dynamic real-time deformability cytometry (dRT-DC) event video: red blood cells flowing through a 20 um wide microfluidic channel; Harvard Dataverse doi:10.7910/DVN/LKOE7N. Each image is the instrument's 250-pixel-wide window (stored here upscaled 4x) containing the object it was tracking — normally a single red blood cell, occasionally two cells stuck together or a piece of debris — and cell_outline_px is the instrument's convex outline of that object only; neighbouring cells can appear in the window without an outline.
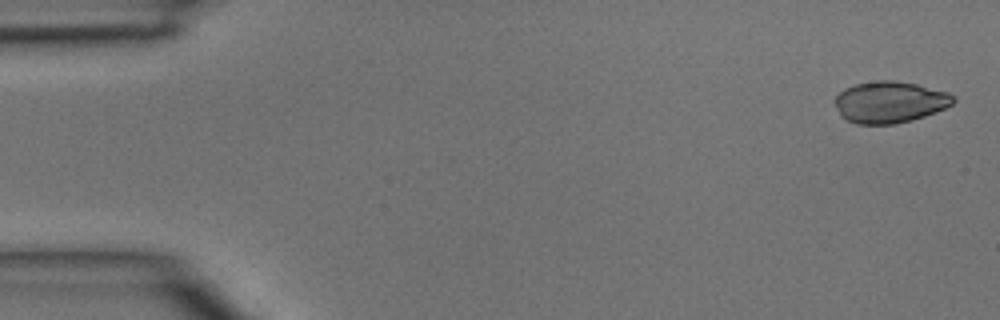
{"species": "common noctule bat (a hibernating species)", "species_latin": "Nyctalus noctula", "temperature_condition": "room temperature", "stored_images_in_passage": 4, "camera_frame_rate_fps": 3000, "um_per_image_px": 0.085, "animal": {"sex": "male", "body_mass_g": 15.6}, "frame": {"image": 1, "passage_image": 1, "time_ms": 0.0, "image_size_px": [1000, 320], "cell_outline_px": [[956, 100], [952, 104], [944, 108], [924, 116], [912, 120], [896, 124], [856, 124], [840, 116], [836, 104], [836, 96], [844, 88], [856, 84], [876, 80], [896, 80], [916, 84], [948, 92]], "centroid_in_image_um": [75.62, 8.67], "position_along_channel_um": 9.4, "area_um2": 28.55}}
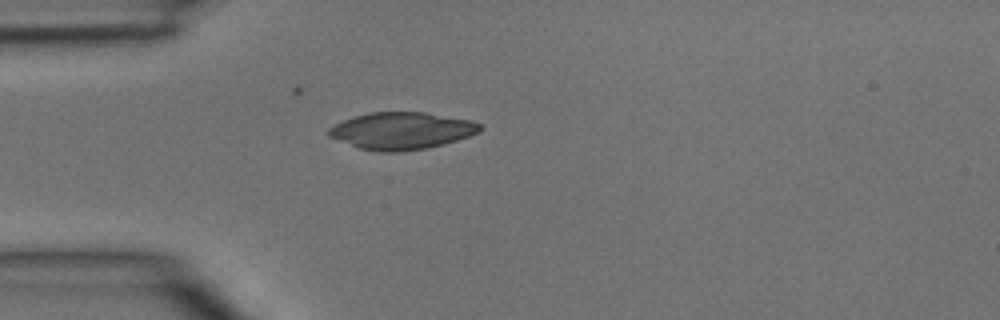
{"frame": {"image": 2, "passage_image": 4, "time_ms": 1.0, "image_size_px": [1000, 320], "cell_outline_px": [[484, 128], [480, 132], [444, 144], [428, 148], [400, 152], [376, 152], [360, 148], [328, 136], [328, 128], [332, 124], [368, 112], [424, 112], [472, 120], [480, 124]], "centroid_in_image_um": [34.14, 11.12], "position_along_channel_um": 50.9, "area_um2": 32.83}}